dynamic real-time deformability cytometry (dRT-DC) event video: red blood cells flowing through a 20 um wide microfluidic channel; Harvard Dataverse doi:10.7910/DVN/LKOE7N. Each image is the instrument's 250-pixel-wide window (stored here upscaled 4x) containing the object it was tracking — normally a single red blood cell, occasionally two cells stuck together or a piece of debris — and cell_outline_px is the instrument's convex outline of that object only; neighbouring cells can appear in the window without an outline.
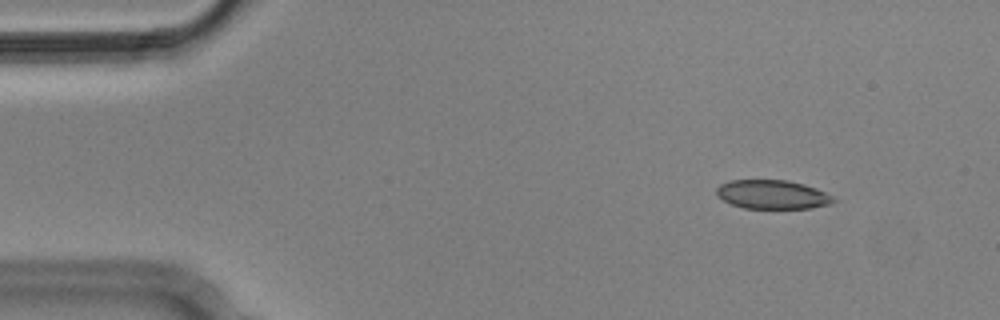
{"species": "Egyptian fruit bat (a non-hibernating species)", "species_latin": "Rousettus aegyptiacus", "temperature_condition": "cold", "stored_images_in_passage": 4, "camera_frame_rate_fps": 3000, "um_per_image_px": 0.085, "animal": {"sex": "male"}, "frame": {"image": 1, "passage_image": 1, "time_ms": 0.0, "image_size_px": [1000, 320], "cell_outline_px": [[836, 200], [832, 204], [812, 208], [744, 208], [732, 204], [716, 196], [716, 188], [720, 184], [728, 180], [788, 180], [804, 184], [816, 188], [832, 196]], "centroid_in_image_um": [65.65, 16.53], "position_along_channel_um": 19.4, "area_um2": 19.77}}